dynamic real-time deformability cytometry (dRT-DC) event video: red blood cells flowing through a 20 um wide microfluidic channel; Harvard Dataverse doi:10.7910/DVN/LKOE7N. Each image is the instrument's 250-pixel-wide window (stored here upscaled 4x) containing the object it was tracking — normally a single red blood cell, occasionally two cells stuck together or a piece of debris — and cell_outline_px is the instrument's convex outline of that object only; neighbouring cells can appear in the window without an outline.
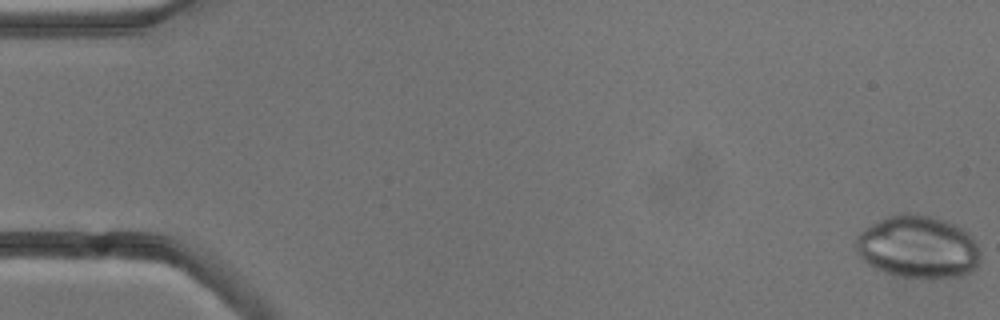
{"species": "common noctule bat (a hibernating species)", "species_latin": "Nyctalus noctula", "temperature_condition": "cold", "stored_images_in_passage": 8, "camera_frame_rate_fps": 3000, "um_per_image_px": 0.085, "animal": {"sex": "male", "body_mass_g": 13.3}, "frame": {"image": 1, "passage_image": 1, "time_ms": 0.0, "image_size_px": [1000, 320], "cell_outline_px": [[980, 260], [976, 268], [960, 276], [900, 276], [884, 272], [868, 264], [856, 252], [856, 236], [864, 228], [888, 216], [900, 212], [908, 212], [928, 216], [944, 220], [968, 232], [972, 236], [980, 252]], "centroid_in_image_um": [78.01, 20.96], "position_along_channel_um": 7.0, "area_um2": 44.85}}